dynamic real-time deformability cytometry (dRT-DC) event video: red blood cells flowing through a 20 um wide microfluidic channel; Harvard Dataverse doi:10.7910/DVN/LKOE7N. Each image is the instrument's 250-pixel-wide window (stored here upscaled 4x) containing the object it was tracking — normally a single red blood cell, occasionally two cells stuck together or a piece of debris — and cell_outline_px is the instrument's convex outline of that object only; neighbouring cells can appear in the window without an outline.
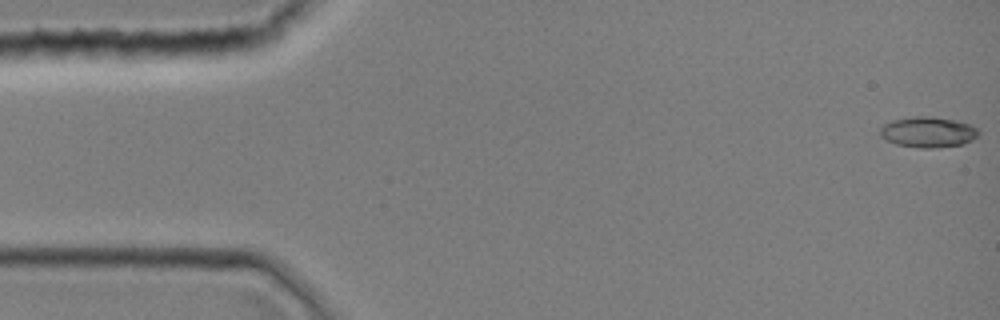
{"species": "common noctule bat (a hibernating species)", "species_latin": "Nyctalus noctula", "temperature_condition": "room temperature", "stored_images_in_passage": 44, "camera_frame_rate_fps": 3000, "um_per_image_px": 0.085, "animal": {"sex": "female", "body_mass_g": 19.0, "forearm_length_mm": 51.5}, "frame": {"image": 1, "passage_image": 1, "time_ms": 0.0, "image_size_px": [1000, 320], "cell_outline_px": [[980, 132], [972, 140], [964, 144], [932, 148], [924, 148], [896, 144], [880, 136], [880, 128], [884, 124], [892, 120], [916, 116], [932, 116], [956, 120], [968, 124], [976, 128]], "centroid_in_image_um": [78.88, 11.22], "position_along_channel_um": 6.1, "area_um2": 17.46}}
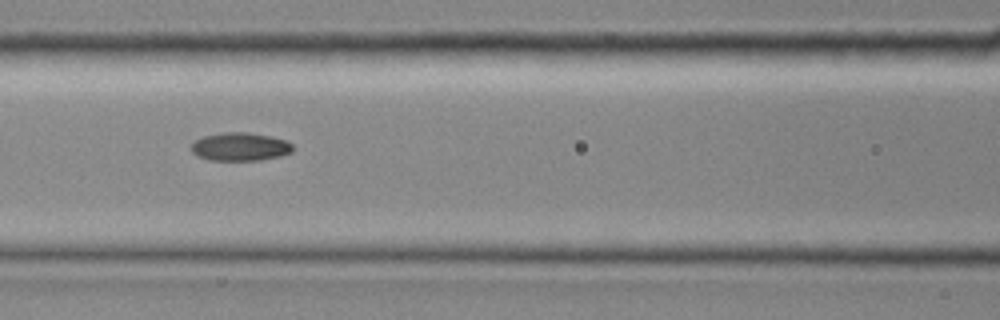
{"frame": {"image": 2, "passage_image": 19, "time_ms": 6.0, "image_size_px": [1000, 320], "cell_outline_px": [[292, 152], [280, 156], [260, 160], [208, 160], [196, 156], [188, 148], [196, 140], [204, 136], [220, 132], [248, 132], [288, 140], [292, 144]], "centroid_in_image_um": [20.38, 12.47], "position_along_channel_um": 146.2, "area_um2": 16.88}}
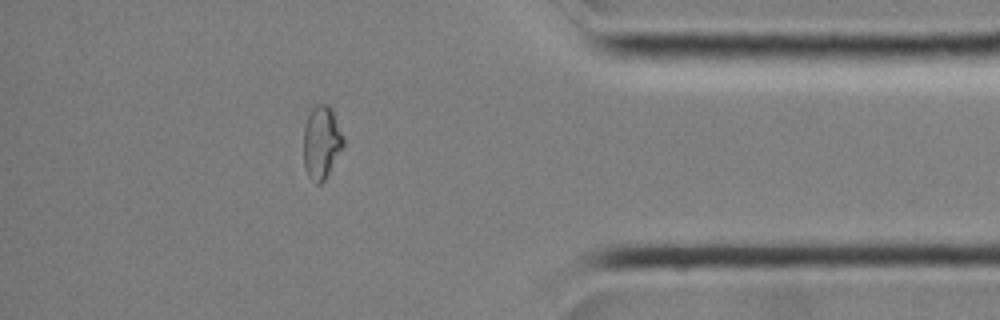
{"frame": {"image": 3, "passage_image": 38, "time_ms": 12.333, "image_size_px": [1000, 320], "cell_outline_px": [[344, 148], [324, 180], [320, 184], [316, 184], [308, 176], [304, 168], [304, 128], [308, 116], [312, 108], [316, 104], [328, 104], [332, 108], [344, 136]], "centroid_in_image_um": [27.35, 12.1], "position_along_channel_um": 407.9, "area_um2": 17.17}}